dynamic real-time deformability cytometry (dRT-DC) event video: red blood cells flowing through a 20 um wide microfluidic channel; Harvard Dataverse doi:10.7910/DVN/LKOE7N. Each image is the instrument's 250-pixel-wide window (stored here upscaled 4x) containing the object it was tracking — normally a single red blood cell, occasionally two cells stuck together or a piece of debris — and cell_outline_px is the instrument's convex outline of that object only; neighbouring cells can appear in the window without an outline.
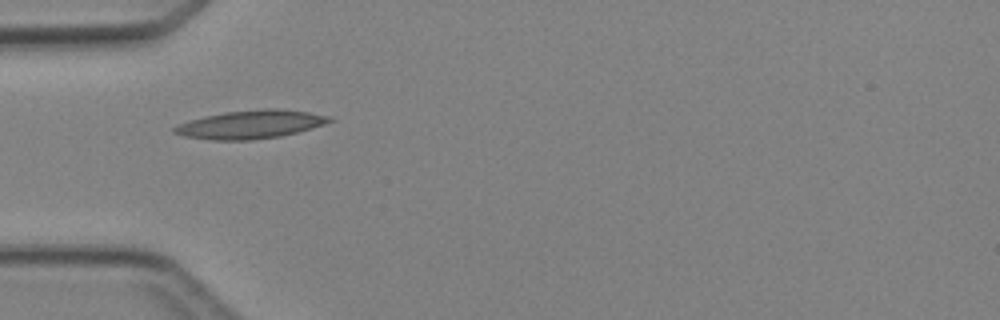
{"species": "Egyptian fruit bat (a non-hibernating species)", "species_latin": "Rousettus aegyptiacus", "temperature_condition": "cold", "stored_images_in_passage": 1, "camera_frame_rate_fps": 3000, "um_per_image_px": 0.085, "animal": {"sex": "female"}, "frame": {"image": 1, "passage_image": 1, "time_ms": 0.0, "image_size_px": [1000, 320], "cell_outline_px": [[336, 120], [312, 128], [280, 136], [252, 140], [212, 140], [184, 136], [172, 132], [172, 128], [188, 120], [204, 116], [224, 112], [260, 108], [280, 108], [308, 112], [332, 116]], "centroid_in_image_um": [21.32, 10.56], "position_along_channel_um": 63.7, "area_um2": 25.84}}